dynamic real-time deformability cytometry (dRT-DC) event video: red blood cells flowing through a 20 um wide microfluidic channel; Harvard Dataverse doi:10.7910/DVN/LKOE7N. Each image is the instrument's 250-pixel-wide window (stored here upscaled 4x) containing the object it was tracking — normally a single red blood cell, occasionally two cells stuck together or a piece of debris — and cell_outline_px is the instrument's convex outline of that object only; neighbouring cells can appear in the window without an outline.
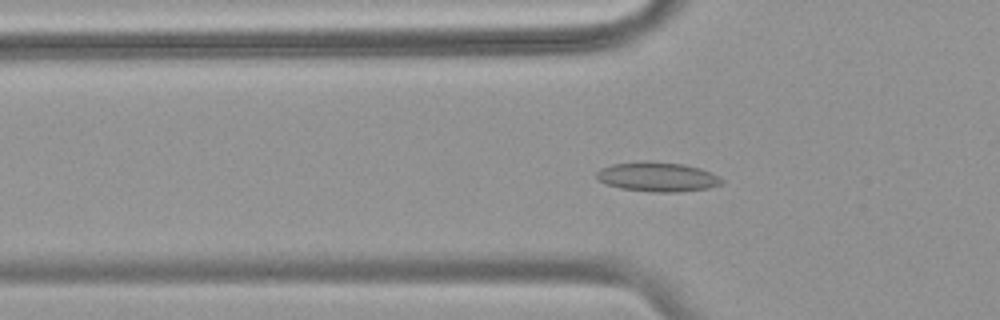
{"species": "common noctule bat (a hibernating species)", "species_latin": "Nyctalus noctula", "temperature_condition": "warm", "stored_images_in_passage": 40, "camera_frame_rate_fps": 3000, "um_per_image_px": 0.085, "animal": {"sex": "female", "body_mass_g": 18.4}, "frame": {"image": 1, "passage_image": 3, "time_ms": 0.667, "image_size_px": [1000, 320], "cell_outline_px": [[724, 180], [720, 184], [708, 188], [676, 192], [652, 192], [620, 188], [608, 184], [600, 180], [596, 176], [596, 172], [600, 168], [612, 164], [644, 160], [648, 160], [684, 164], [700, 168]], "centroid_in_image_um": [55.85, 15.02], "position_along_channel_um": 70.0, "area_um2": 21.44}}
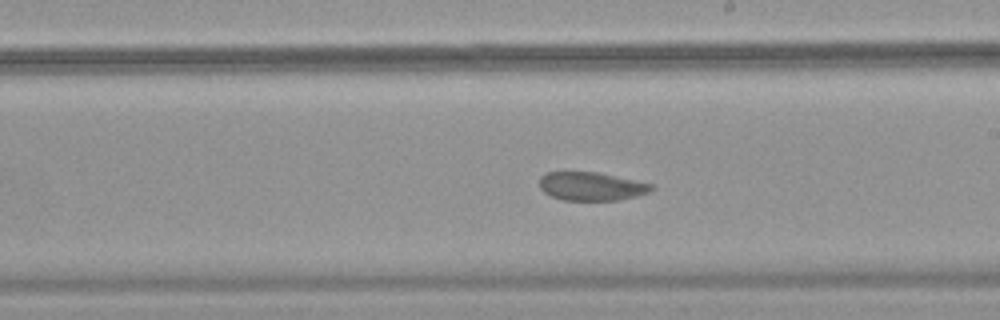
{"frame": {"image": 2, "passage_image": 17, "time_ms": 5.333, "image_size_px": [1000, 320], "cell_outline_px": [[656, 188], [648, 192], [636, 196], [620, 200], [564, 200], [552, 196], [544, 192], [540, 188], [540, 176], [544, 172], [596, 172], [656, 184]], "centroid_in_image_um": [50.3, 15.83], "position_along_channel_um": 238.7, "area_um2": 18.67}}
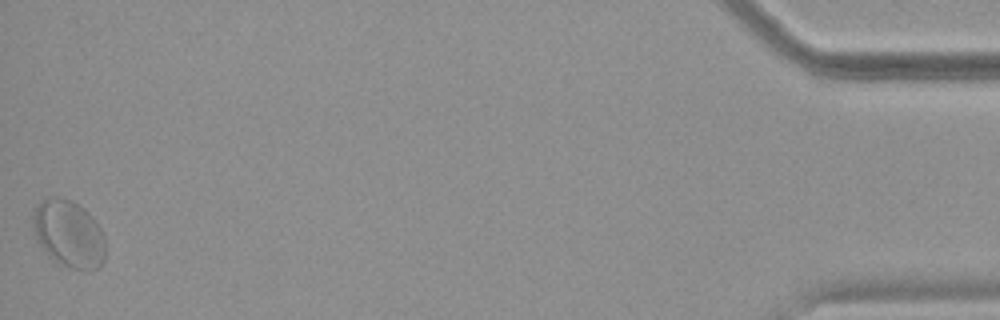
{"frame": {"image": 3, "passage_image": 40, "time_ms": 13.0, "image_size_px": [1000, 320], "cell_outline_px": [[104, 260], [100, 268], [72, 268], [60, 264], [48, 256], [36, 240], [32, 228], [32, 216], [36, 204], [40, 200], [68, 200], [84, 208], [88, 212], [100, 228], [104, 236]], "centroid_in_image_um": [5.81, 19.9], "position_along_channel_um": 429.4, "area_um2": 27.92}, "authors_computed_cell_mechanics": {"area_um2": 20.1722, "velocity_mm_per_s": 3.6401, "shape_relaxation_time_tau1_ms": null, "shape_relaxation_time_tau2_ms": 0.4558, "deformation_change_tau1": null, "deformation_change_tau2": 0.0309}}